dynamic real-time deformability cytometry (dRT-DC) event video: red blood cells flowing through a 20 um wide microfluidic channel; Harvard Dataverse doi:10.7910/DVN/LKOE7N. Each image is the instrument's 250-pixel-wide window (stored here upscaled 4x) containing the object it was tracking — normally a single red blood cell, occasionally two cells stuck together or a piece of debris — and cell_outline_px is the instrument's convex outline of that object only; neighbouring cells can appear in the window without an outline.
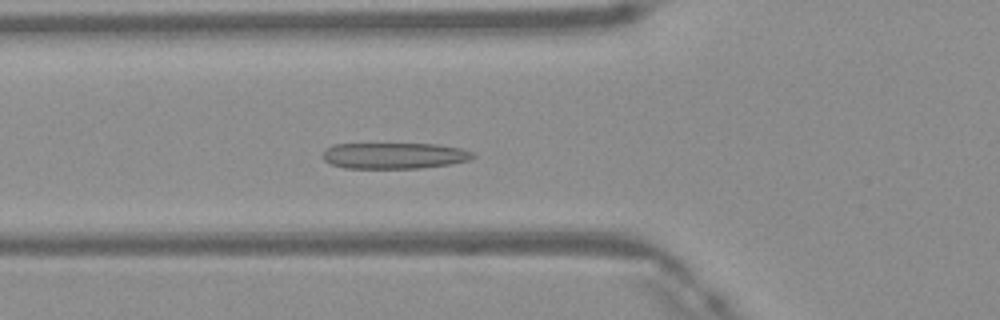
{"species": "Egyptian fruit bat (a non-hibernating species)", "species_latin": "Rousettus aegyptiacus", "temperature_condition": "warm", "stored_images_in_passage": 45, "camera_frame_rate_fps": 3000, "um_per_image_px": 0.085, "frame": {"image": 1, "passage_image": 14, "time_ms": 4.333, "image_size_px": [1000, 320], "cell_outline_px": [[476, 156], [468, 160], [452, 164], [420, 168], [344, 168], [332, 164], [324, 160], [320, 156], [332, 144], [436, 144], [460, 148], [472, 152]], "centroid_in_image_um": [33.5, 13.23], "position_along_channel_um": 92.3, "area_um2": 22.83}}
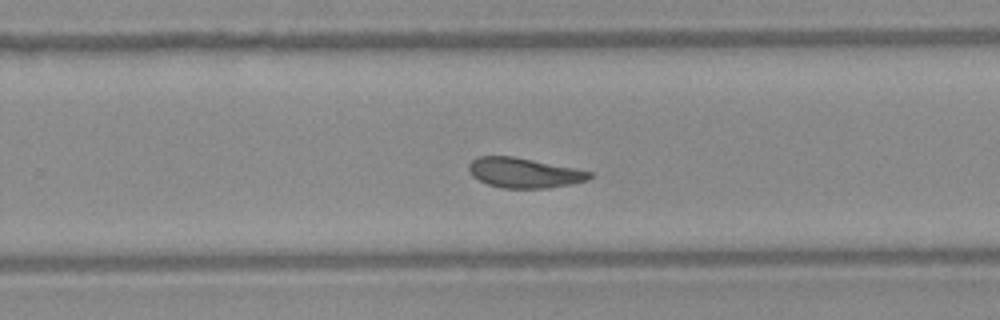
{"frame": {"image": 2, "passage_image": 28, "time_ms": 9.0, "image_size_px": [1000, 320], "cell_outline_px": [[592, 176], [588, 180], [572, 184], [548, 188], [504, 188], [488, 184], [472, 176], [468, 168], [468, 164], [476, 156], [512, 156], [576, 168], [592, 172]], "centroid_in_image_um": [44.55, 14.68], "position_along_channel_um": 285.2, "area_um2": 21.1}}
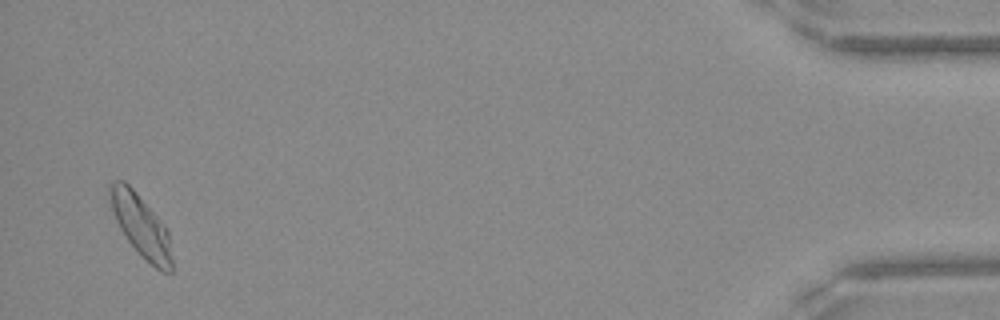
{"frame": {"image": 3, "passage_image": 44, "time_ms": 14.333, "image_size_px": [1000, 320], "cell_outline_px": [[172, 272], [160, 272], [140, 256], [128, 240], [120, 228], [116, 220], [112, 208], [108, 192], [108, 184], [116, 180], [124, 180], [136, 192], [164, 224], [168, 232], [172, 260]], "centroid_in_image_um": [11.98, 19.21], "position_along_channel_um": 423.2, "area_um2": 22.37}, "authors_computed_cell_mechanics": {"area_um2": 21.9062, "velocity_mm_per_s": 4.1282, "shape_relaxation_time_tau1_ms": null, "shape_relaxation_time_tau2_ms": 0.9806, "deformation_change_tau1": null, "deformation_change_tau2": 0.0757}}